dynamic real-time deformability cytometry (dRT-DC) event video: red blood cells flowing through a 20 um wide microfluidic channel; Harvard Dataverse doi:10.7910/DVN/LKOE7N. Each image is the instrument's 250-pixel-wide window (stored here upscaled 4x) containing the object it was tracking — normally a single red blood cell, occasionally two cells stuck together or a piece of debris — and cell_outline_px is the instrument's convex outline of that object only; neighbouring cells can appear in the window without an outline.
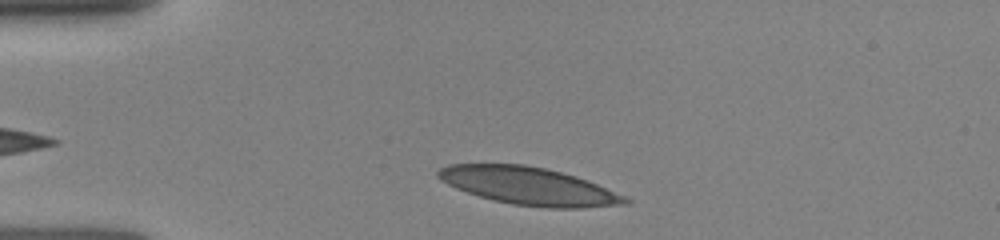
{"species": "human", "species_latin": "Homo sapiens", "temperature_condition": "room temperature", "stored_images_in_passage": 31, "camera_frame_rate_fps": 3000, "um_per_image_px": 0.085, "donor": {"sex": "female"}, "frame": {"image": 1, "passage_image": 1, "time_ms": 0.0, "image_size_px": [1000, 240], "cell_outline_px": [[632, 200], [628, 204], [580, 208], [544, 208], [512, 204], [492, 200], [456, 188], [448, 184], [436, 176], [436, 172], [440, 168], [448, 164], [524, 164], [544, 168], [576, 176], [596, 184], [624, 196]], "centroid_in_image_um": [44.93, 15.82], "position_along_channel_um": 40.1, "area_um2": 40.81}}
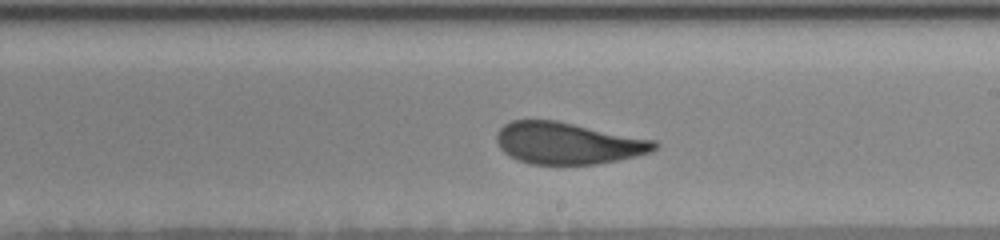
{"frame": {"image": 2, "passage_image": 15, "time_ms": 5.667, "image_size_px": [1000, 240], "cell_outline_px": [[660, 144], [652, 152], [636, 156], [596, 164], [528, 164], [516, 160], [504, 152], [500, 148], [496, 140], [496, 132], [504, 124], [512, 120], [556, 120], [656, 140]], "centroid_in_image_um": [48.26, 12.17], "position_along_channel_um": 240.7, "area_um2": 38.61}}
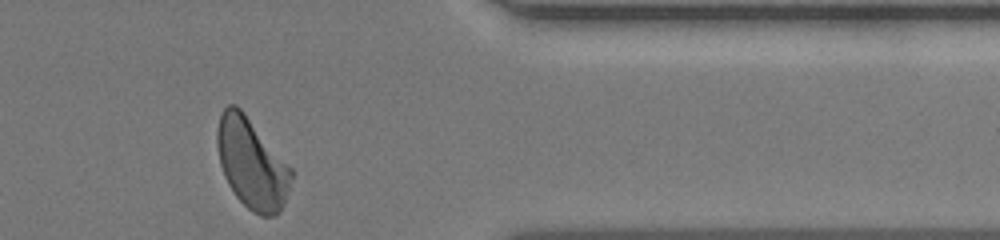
{"frame": {"image": 3, "passage_image": 29, "time_ms": 9.667, "image_size_px": [1000, 240], "cell_outline_px": [[292, 176], [284, 200], [276, 216], [260, 216], [252, 212], [236, 196], [228, 184], [224, 176], [220, 164], [216, 144], [216, 132], [220, 116], [224, 108], [228, 104], [236, 104], [244, 112], [292, 168]], "centroid_in_image_um": [21.37, 13.88], "position_along_channel_um": 390.0, "area_um2": 38.67}}